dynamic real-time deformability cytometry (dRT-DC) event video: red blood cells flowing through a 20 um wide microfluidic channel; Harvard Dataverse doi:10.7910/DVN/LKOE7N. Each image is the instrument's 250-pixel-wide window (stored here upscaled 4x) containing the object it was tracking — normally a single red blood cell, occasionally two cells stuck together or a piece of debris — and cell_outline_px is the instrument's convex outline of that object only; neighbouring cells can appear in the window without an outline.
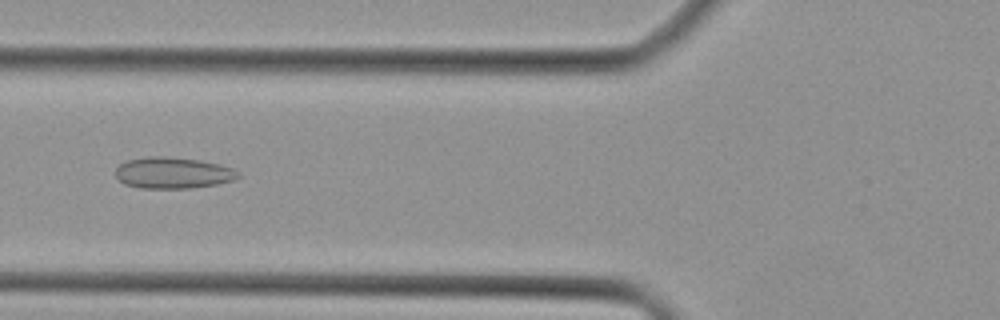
{"species": "Egyptian fruit bat (a non-hibernating species)", "species_latin": "Rousettus aegyptiacus", "temperature_condition": "cold", "stored_images_in_passage": 42, "camera_frame_rate_fps": 3000, "um_per_image_px": 0.085, "animal": {"sex": "female"}, "frame": {"image": 1, "passage_image": 15, "time_ms": 4.667, "image_size_px": [1000, 320], "cell_outline_px": [[240, 176], [232, 180], [216, 184], [192, 188], [140, 188], [124, 184], [116, 176], [116, 168], [120, 164], [128, 160], [148, 156], [164, 156], [200, 160], [220, 164], [232, 168]], "centroid_in_image_um": [14.67, 14.69], "position_along_channel_um": 111.1, "area_um2": 22.25}}
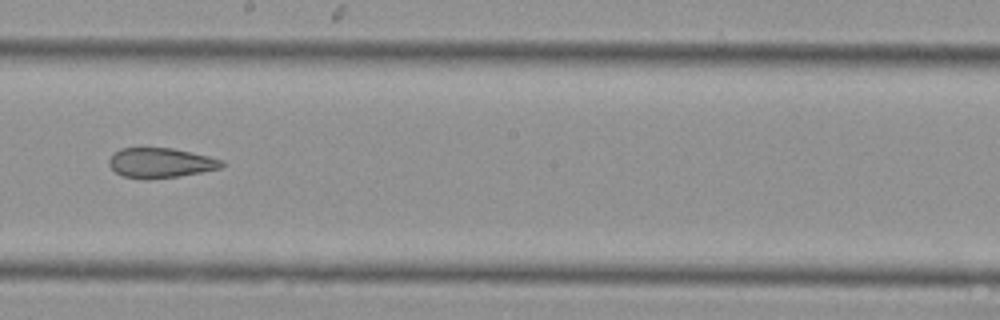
{"frame": {"image": 2, "passage_image": 23, "time_ms": 7.333, "image_size_px": [1000, 320], "cell_outline_px": [[224, 164], [220, 168], [180, 176], [148, 180], [144, 180], [124, 176], [116, 172], [108, 164], [108, 160], [120, 148], [172, 148], [208, 156], [224, 160]], "centroid_in_image_um": [13.64, 13.85], "position_along_channel_um": 234.6, "area_um2": 19.59}}
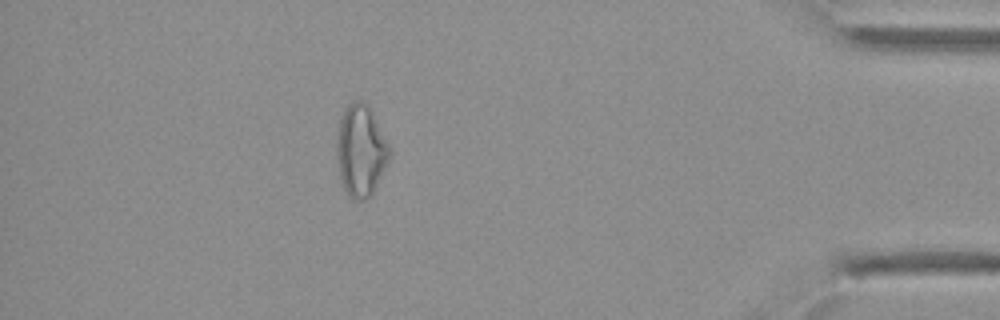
{"frame": {"image": 3, "passage_image": 37, "time_ms": 12.0, "image_size_px": [1000, 320], "cell_outline_px": [[392, 148], [388, 160], [372, 196], [364, 200], [352, 200], [348, 196], [340, 180], [336, 156], [336, 140], [340, 120], [344, 108], [352, 100], [364, 100], [368, 104]], "centroid_in_image_um": [30.66, 12.8], "position_along_channel_um": 404.5, "area_um2": 28.73}}